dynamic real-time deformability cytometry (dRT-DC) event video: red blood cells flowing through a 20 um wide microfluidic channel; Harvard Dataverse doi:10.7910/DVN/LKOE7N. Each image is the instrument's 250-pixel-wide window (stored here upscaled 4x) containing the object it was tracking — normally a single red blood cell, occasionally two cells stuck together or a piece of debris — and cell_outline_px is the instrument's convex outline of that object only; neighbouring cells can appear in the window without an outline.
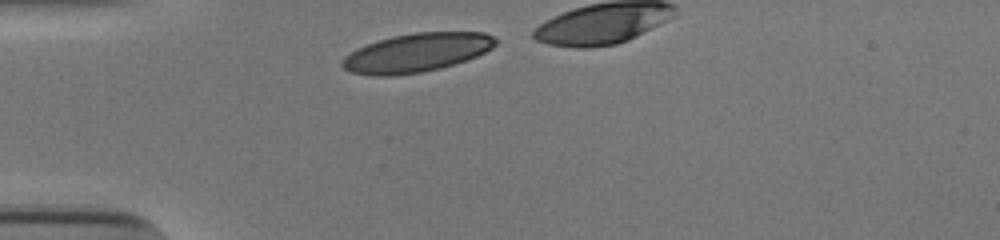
{"species": "human", "species_latin": "Homo sapiens", "temperature_condition": "cold", "stored_images_in_passage": 10, "camera_frame_rate_fps": 3000, "um_per_image_px": 0.085, "donor": {"sex": "male"}, "frame": {"image": 1, "passage_image": 1, "time_ms": 0.0, "image_size_px": [1000, 240], "cell_outline_px": [[496, 44], [492, 48], [476, 56], [440, 68], [420, 72], [392, 76], [372, 76], [352, 72], [344, 68], [340, 64], [340, 60], [344, 56], [356, 48], [392, 36], [416, 32], [484, 32], [496, 36]], "centroid_in_image_um": [35.39, 4.47], "position_along_channel_um": 49.6, "area_um2": 34.51}}
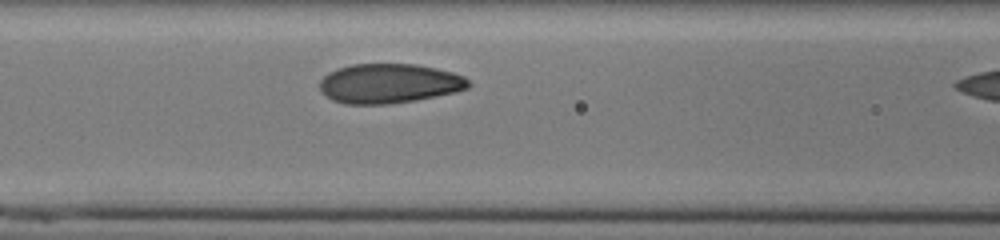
{"frame": {"image": 2, "passage_image": 9, "time_ms": 2.667, "image_size_px": [1000, 240], "cell_outline_px": [[472, 84], [468, 88], [456, 92], [416, 100], [388, 104], [344, 104], [332, 100], [320, 88], [320, 80], [328, 72], [336, 68], [352, 64], [416, 64], [436, 68], [452, 72], [464, 76]], "centroid_in_image_um": [33.09, 7.09], "position_along_channel_um": 133.5, "area_um2": 34.39}}